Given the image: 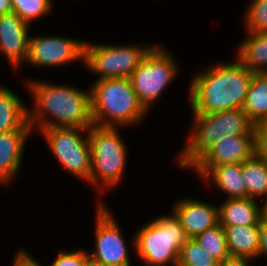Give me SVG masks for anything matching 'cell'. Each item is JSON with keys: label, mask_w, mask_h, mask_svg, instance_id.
<instances>
[{"label": "cell", "mask_w": 267, "mask_h": 266, "mask_svg": "<svg viewBox=\"0 0 267 266\" xmlns=\"http://www.w3.org/2000/svg\"><path fill=\"white\" fill-rule=\"evenodd\" d=\"M235 59L233 63L209 66L194 75L188 93L192 114L242 108L253 73Z\"/></svg>", "instance_id": "2"}, {"label": "cell", "mask_w": 267, "mask_h": 266, "mask_svg": "<svg viewBox=\"0 0 267 266\" xmlns=\"http://www.w3.org/2000/svg\"><path fill=\"white\" fill-rule=\"evenodd\" d=\"M26 84L34 102V109H28V122L33 132L50 127L89 129L94 125L91 89L84 91L44 80H30Z\"/></svg>", "instance_id": "1"}, {"label": "cell", "mask_w": 267, "mask_h": 266, "mask_svg": "<svg viewBox=\"0 0 267 266\" xmlns=\"http://www.w3.org/2000/svg\"><path fill=\"white\" fill-rule=\"evenodd\" d=\"M247 34L235 58L252 73L267 72V31Z\"/></svg>", "instance_id": "20"}, {"label": "cell", "mask_w": 267, "mask_h": 266, "mask_svg": "<svg viewBox=\"0 0 267 266\" xmlns=\"http://www.w3.org/2000/svg\"><path fill=\"white\" fill-rule=\"evenodd\" d=\"M256 155L267 161V119L254 124Z\"/></svg>", "instance_id": "28"}, {"label": "cell", "mask_w": 267, "mask_h": 266, "mask_svg": "<svg viewBox=\"0 0 267 266\" xmlns=\"http://www.w3.org/2000/svg\"><path fill=\"white\" fill-rule=\"evenodd\" d=\"M242 109L254 123L267 119V72L253 73Z\"/></svg>", "instance_id": "21"}, {"label": "cell", "mask_w": 267, "mask_h": 266, "mask_svg": "<svg viewBox=\"0 0 267 266\" xmlns=\"http://www.w3.org/2000/svg\"><path fill=\"white\" fill-rule=\"evenodd\" d=\"M172 52L155 45L132 72L130 80L139 101L150 110L179 73Z\"/></svg>", "instance_id": "7"}, {"label": "cell", "mask_w": 267, "mask_h": 266, "mask_svg": "<svg viewBox=\"0 0 267 266\" xmlns=\"http://www.w3.org/2000/svg\"><path fill=\"white\" fill-rule=\"evenodd\" d=\"M244 15L246 33L267 31V0H250Z\"/></svg>", "instance_id": "26"}, {"label": "cell", "mask_w": 267, "mask_h": 266, "mask_svg": "<svg viewBox=\"0 0 267 266\" xmlns=\"http://www.w3.org/2000/svg\"><path fill=\"white\" fill-rule=\"evenodd\" d=\"M242 176L247 197L257 199L267 196V161L255 154L242 163Z\"/></svg>", "instance_id": "22"}, {"label": "cell", "mask_w": 267, "mask_h": 266, "mask_svg": "<svg viewBox=\"0 0 267 266\" xmlns=\"http://www.w3.org/2000/svg\"><path fill=\"white\" fill-rule=\"evenodd\" d=\"M53 0H11L13 11L27 24L44 17L53 7Z\"/></svg>", "instance_id": "25"}, {"label": "cell", "mask_w": 267, "mask_h": 266, "mask_svg": "<svg viewBox=\"0 0 267 266\" xmlns=\"http://www.w3.org/2000/svg\"><path fill=\"white\" fill-rule=\"evenodd\" d=\"M13 11L11 0H0V15Z\"/></svg>", "instance_id": "32"}, {"label": "cell", "mask_w": 267, "mask_h": 266, "mask_svg": "<svg viewBox=\"0 0 267 266\" xmlns=\"http://www.w3.org/2000/svg\"><path fill=\"white\" fill-rule=\"evenodd\" d=\"M256 154L255 134L227 136L215 143L191 168L243 163Z\"/></svg>", "instance_id": "12"}, {"label": "cell", "mask_w": 267, "mask_h": 266, "mask_svg": "<svg viewBox=\"0 0 267 266\" xmlns=\"http://www.w3.org/2000/svg\"><path fill=\"white\" fill-rule=\"evenodd\" d=\"M230 256L258 257L260 226H223Z\"/></svg>", "instance_id": "18"}, {"label": "cell", "mask_w": 267, "mask_h": 266, "mask_svg": "<svg viewBox=\"0 0 267 266\" xmlns=\"http://www.w3.org/2000/svg\"><path fill=\"white\" fill-rule=\"evenodd\" d=\"M191 170L195 171L204 183L213 181L217 188L227 194V199L247 197L241 163L222 164L213 168H191Z\"/></svg>", "instance_id": "16"}, {"label": "cell", "mask_w": 267, "mask_h": 266, "mask_svg": "<svg viewBox=\"0 0 267 266\" xmlns=\"http://www.w3.org/2000/svg\"><path fill=\"white\" fill-rule=\"evenodd\" d=\"M85 41L65 36H32L24 63L34 67H59L73 61L84 63Z\"/></svg>", "instance_id": "11"}, {"label": "cell", "mask_w": 267, "mask_h": 266, "mask_svg": "<svg viewBox=\"0 0 267 266\" xmlns=\"http://www.w3.org/2000/svg\"><path fill=\"white\" fill-rule=\"evenodd\" d=\"M103 202L96 210L95 247L88 256L104 266H130L128 247L117 220Z\"/></svg>", "instance_id": "10"}, {"label": "cell", "mask_w": 267, "mask_h": 266, "mask_svg": "<svg viewBox=\"0 0 267 266\" xmlns=\"http://www.w3.org/2000/svg\"><path fill=\"white\" fill-rule=\"evenodd\" d=\"M195 239L218 262L230 256L226 243L225 230L220 224L205 230L196 236Z\"/></svg>", "instance_id": "23"}, {"label": "cell", "mask_w": 267, "mask_h": 266, "mask_svg": "<svg viewBox=\"0 0 267 266\" xmlns=\"http://www.w3.org/2000/svg\"><path fill=\"white\" fill-rule=\"evenodd\" d=\"M264 199L263 205L261 207V220L267 222V196Z\"/></svg>", "instance_id": "33"}, {"label": "cell", "mask_w": 267, "mask_h": 266, "mask_svg": "<svg viewBox=\"0 0 267 266\" xmlns=\"http://www.w3.org/2000/svg\"><path fill=\"white\" fill-rule=\"evenodd\" d=\"M118 129L96 125L88 129L91 149L90 184L98 188L100 186L101 192L119 185L125 174L128 152Z\"/></svg>", "instance_id": "6"}, {"label": "cell", "mask_w": 267, "mask_h": 266, "mask_svg": "<svg viewBox=\"0 0 267 266\" xmlns=\"http://www.w3.org/2000/svg\"><path fill=\"white\" fill-rule=\"evenodd\" d=\"M173 213L180 220L188 238H195L219 224L218 205L198 199H179L173 204Z\"/></svg>", "instance_id": "14"}, {"label": "cell", "mask_w": 267, "mask_h": 266, "mask_svg": "<svg viewBox=\"0 0 267 266\" xmlns=\"http://www.w3.org/2000/svg\"><path fill=\"white\" fill-rule=\"evenodd\" d=\"M90 89L91 114L96 126H136L149 112L139 101L129 78L95 80Z\"/></svg>", "instance_id": "3"}, {"label": "cell", "mask_w": 267, "mask_h": 266, "mask_svg": "<svg viewBox=\"0 0 267 266\" xmlns=\"http://www.w3.org/2000/svg\"><path fill=\"white\" fill-rule=\"evenodd\" d=\"M52 262L51 266H86L88 263V252L86 250H63Z\"/></svg>", "instance_id": "27"}, {"label": "cell", "mask_w": 267, "mask_h": 266, "mask_svg": "<svg viewBox=\"0 0 267 266\" xmlns=\"http://www.w3.org/2000/svg\"><path fill=\"white\" fill-rule=\"evenodd\" d=\"M28 108L11 89L0 85V133L23 128L28 123Z\"/></svg>", "instance_id": "19"}, {"label": "cell", "mask_w": 267, "mask_h": 266, "mask_svg": "<svg viewBox=\"0 0 267 266\" xmlns=\"http://www.w3.org/2000/svg\"><path fill=\"white\" fill-rule=\"evenodd\" d=\"M155 45L92 44L85 41L84 66L98 74L96 80L130 78L132 72Z\"/></svg>", "instance_id": "8"}, {"label": "cell", "mask_w": 267, "mask_h": 266, "mask_svg": "<svg viewBox=\"0 0 267 266\" xmlns=\"http://www.w3.org/2000/svg\"><path fill=\"white\" fill-rule=\"evenodd\" d=\"M12 266H42L39 261L34 259L28 251L19 249L13 258Z\"/></svg>", "instance_id": "29"}, {"label": "cell", "mask_w": 267, "mask_h": 266, "mask_svg": "<svg viewBox=\"0 0 267 266\" xmlns=\"http://www.w3.org/2000/svg\"><path fill=\"white\" fill-rule=\"evenodd\" d=\"M86 266H104V265H102V264H100V263H97V262H95V261H93V260H91V259L89 258V259H88V263H87Z\"/></svg>", "instance_id": "34"}, {"label": "cell", "mask_w": 267, "mask_h": 266, "mask_svg": "<svg viewBox=\"0 0 267 266\" xmlns=\"http://www.w3.org/2000/svg\"><path fill=\"white\" fill-rule=\"evenodd\" d=\"M31 133L29 122L20 130L0 133V185H9L19 174L25 143Z\"/></svg>", "instance_id": "15"}, {"label": "cell", "mask_w": 267, "mask_h": 266, "mask_svg": "<svg viewBox=\"0 0 267 266\" xmlns=\"http://www.w3.org/2000/svg\"><path fill=\"white\" fill-rule=\"evenodd\" d=\"M218 263L195 238H188L180 251L177 266H218Z\"/></svg>", "instance_id": "24"}, {"label": "cell", "mask_w": 267, "mask_h": 266, "mask_svg": "<svg viewBox=\"0 0 267 266\" xmlns=\"http://www.w3.org/2000/svg\"><path fill=\"white\" fill-rule=\"evenodd\" d=\"M132 248L147 266H177L179 254L188 236L172 212L139 228Z\"/></svg>", "instance_id": "5"}, {"label": "cell", "mask_w": 267, "mask_h": 266, "mask_svg": "<svg viewBox=\"0 0 267 266\" xmlns=\"http://www.w3.org/2000/svg\"><path fill=\"white\" fill-rule=\"evenodd\" d=\"M261 255L263 257H267V222L262 220L260 222V244L258 257L260 258Z\"/></svg>", "instance_id": "30"}, {"label": "cell", "mask_w": 267, "mask_h": 266, "mask_svg": "<svg viewBox=\"0 0 267 266\" xmlns=\"http://www.w3.org/2000/svg\"><path fill=\"white\" fill-rule=\"evenodd\" d=\"M29 26L14 11L0 15V54L7 58L14 71L26 61Z\"/></svg>", "instance_id": "13"}, {"label": "cell", "mask_w": 267, "mask_h": 266, "mask_svg": "<svg viewBox=\"0 0 267 266\" xmlns=\"http://www.w3.org/2000/svg\"><path fill=\"white\" fill-rule=\"evenodd\" d=\"M257 199L226 198L218 205L221 226H260L261 207Z\"/></svg>", "instance_id": "17"}, {"label": "cell", "mask_w": 267, "mask_h": 266, "mask_svg": "<svg viewBox=\"0 0 267 266\" xmlns=\"http://www.w3.org/2000/svg\"><path fill=\"white\" fill-rule=\"evenodd\" d=\"M190 140L178 155V167H192L215 143L227 136L255 134L254 122L242 108L193 114Z\"/></svg>", "instance_id": "4"}, {"label": "cell", "mask_w": 267, "mask_h": 266, "mask_svg": "<svg viewBox=\"0 0 267 266\" xmlns=\"http://www.w3.org/2000/svg\"><path fill=\"white\" fill-rule=\"evenodd\" d=\"M39 131L44 135L48 147L62 167L90 184L91 149L88 129L50 127Z\"/></svg>", "instance_id": "9"}, {"label": "cell", "mask_w": 267, "mask_h": 266, "mask_svg": "<svg viewBox=\"0 0 267 266\" xmlns=\"http://www.w3.org/2000/svg\"><path fill=\"white\" fill-rule=\"evenodd\" d=\"M252 259L245 257L229 256L218 263V266H250Z\"/></svg>", "instance_id": "31"}]
</instances>
